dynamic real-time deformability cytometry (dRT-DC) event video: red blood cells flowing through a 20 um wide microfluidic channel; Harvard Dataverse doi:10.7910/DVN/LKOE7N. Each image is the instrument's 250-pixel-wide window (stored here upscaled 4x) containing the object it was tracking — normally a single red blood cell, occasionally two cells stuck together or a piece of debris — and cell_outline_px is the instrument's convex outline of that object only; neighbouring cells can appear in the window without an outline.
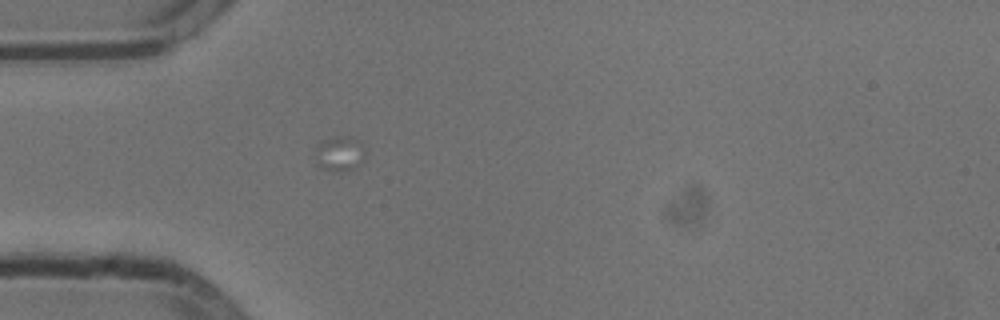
{"species": "common noctule bat (a hibernating species)", "species_latin": "Nyctalus noctula", "temperature_condition": "cold", "stored_images_in_passage": 16, "camera_frame_rate_fps": 3000, "um_per_image_px": 0.085, "animal": {"sex": "male", "body_mass_g": 13.3}, "frame": {"image": 1, "passage_image": 5, "time_ms": 1.333, "image_size_px": [1000, 320], "cell_outline_px": [[368, 152], [364, 160], [360, 164], [344, 172], [336, 172], [320, 168], [316, 164], [316, 144], [320, 140], [336, 136], [352, 136]], "centroid_in_image_um": [28.86, 13.06], "position_along_channel_um": 56.1, "area_um2": 10.58}}